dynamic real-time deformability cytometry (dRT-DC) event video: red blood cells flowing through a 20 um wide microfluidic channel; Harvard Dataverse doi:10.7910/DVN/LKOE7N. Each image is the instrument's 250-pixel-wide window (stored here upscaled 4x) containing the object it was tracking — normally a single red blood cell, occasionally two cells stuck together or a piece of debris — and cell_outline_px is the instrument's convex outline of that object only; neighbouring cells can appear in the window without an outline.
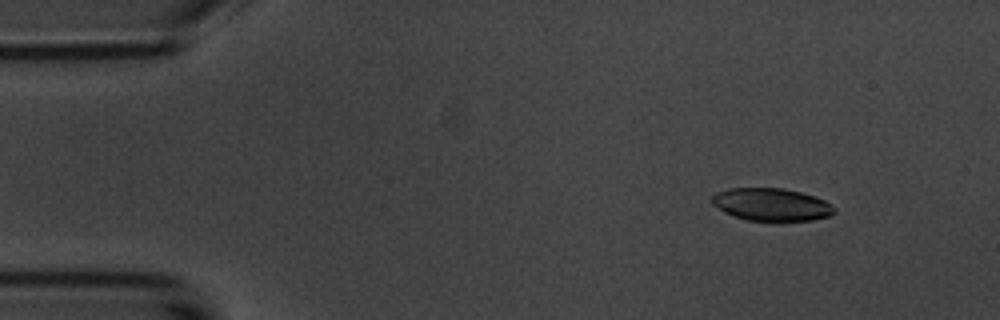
{"species": "common noctule bat (a hibernating species)", "species_latin": "Nyctalus noctula", "temperature_condition": "room temperature", "stored_images_in_passage": 51, "camera_frame_rate_fps": 3000, "um_per_image_px": 0.085, "animal": {"sex": "male", "body_mass_g": 20.1, "forearm_length_mm": 53.5}, "frame": {"image": 1, "passage_image": 3, "time_ms": 0.667, "image_size_px": [1000, 320], "cell_outline_px": [[836, 212], [828, 216], [812, 220], [776, 224], [744, 220], [732, 216], [724, 212], [712, 204], [712, 196], [716, 192], [728, 188], [784, 188], [816, 196], [832, 204]], "centroid_in_image_um": [65.58, 17.43], "position_along_channel_um": 19.4, "area_um2": 24.28}}
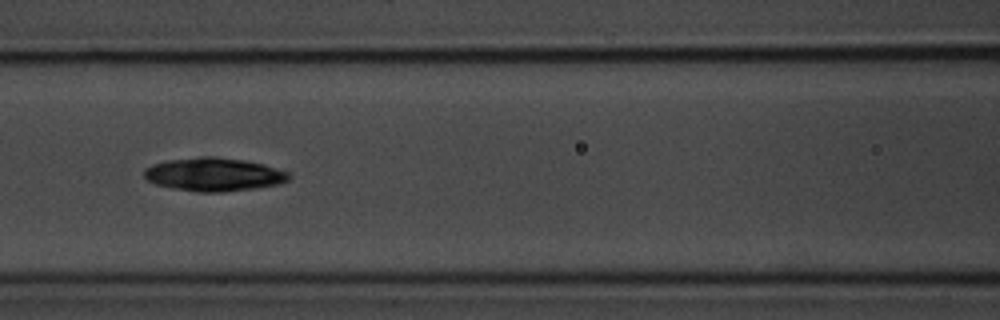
{"frame": {"image": 2, "passage_image": 20, "time_ms": 6.333, "image_size_px": [1000, 320], "cell_outline_px": [[292, 176], [288, 180], [280, 184], [256, 188], [224, 192], [196, 192], [172, 188], [156, 184], [148, 180], [144, 176], [144, 168], [152, 164], [168, 160], [200, 156], [216, 156], [244, 160], [264, 164], [288, 172]], "centroid_in_image_um": [18.19, 14.82], "position_along_channel_um": 148.4, "area_um2": 28.38}}
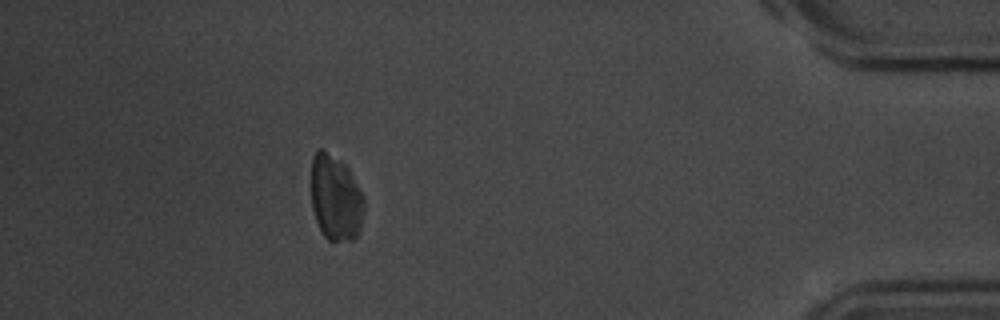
{"frame": {"image": 3, "passage_image": 45, "time_ms": 14.667, "image_size_px": [1000, 320], "cell_outline_px": [[364, 208], [360, 228], [356, 236], [352, 240], [328, 240], [324, 236], [316, 220], [312, 208], [312, 156], [320, 148], [340, 160], [348, 168], [364, 196]], "centroid_in_image_um": [28.53, 16.83], "position_along_channel_um": 406.7, "area_um2": 26.18}, "authors_computed_cell_mechanics": {"area_um2": 26.588, "velocity_mm_per_s": 3.7252, "shape_relaxation_time_tau1_ms": 5.6888, "shape_relaxation_time_tau2_ms": null, "deformation_change_tau1": 0.1041, "deformation_change_tau2": null}}